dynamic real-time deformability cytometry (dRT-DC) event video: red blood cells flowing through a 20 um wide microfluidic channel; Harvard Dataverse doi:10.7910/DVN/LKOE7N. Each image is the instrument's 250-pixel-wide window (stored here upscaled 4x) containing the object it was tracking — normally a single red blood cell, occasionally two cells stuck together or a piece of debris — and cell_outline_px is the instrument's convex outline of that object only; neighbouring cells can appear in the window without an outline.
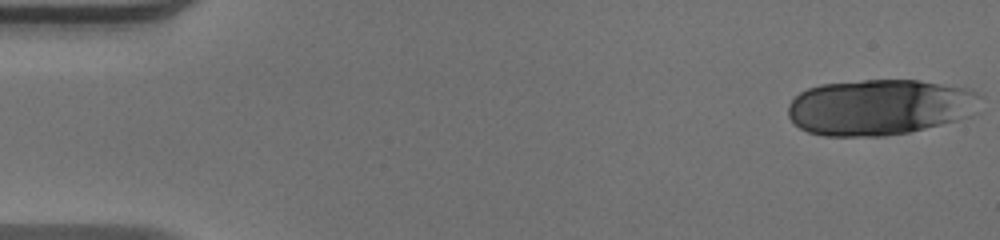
{"species": "human", "species_latin": "Homo sapiens", "temperature_condition": "warm", "stored_images_in_passage": 17, "camera_frame_rate_fps": 3000, "um_per_image_px": 0.085, "donor": {"sex": "male"}, "frame": {"image": 1, "passage_image": 1, "time_ms": 0.0, "image_size_px": [1000, 240], "cell_outline_px": [[984, 96], [968, 116], [956, 120], [908, 132], [884, 136], [824, 136], [808, 132], [800, 128], [788, 116], [788, 104], [800, 92], [808, 88], [820, 84], [864, 80], [920, 80], [968, 88]], "centroid_in_image_um": [74.75, 9.1], "position_along_channel_um": 10.2, "area_um2": 62.6}}